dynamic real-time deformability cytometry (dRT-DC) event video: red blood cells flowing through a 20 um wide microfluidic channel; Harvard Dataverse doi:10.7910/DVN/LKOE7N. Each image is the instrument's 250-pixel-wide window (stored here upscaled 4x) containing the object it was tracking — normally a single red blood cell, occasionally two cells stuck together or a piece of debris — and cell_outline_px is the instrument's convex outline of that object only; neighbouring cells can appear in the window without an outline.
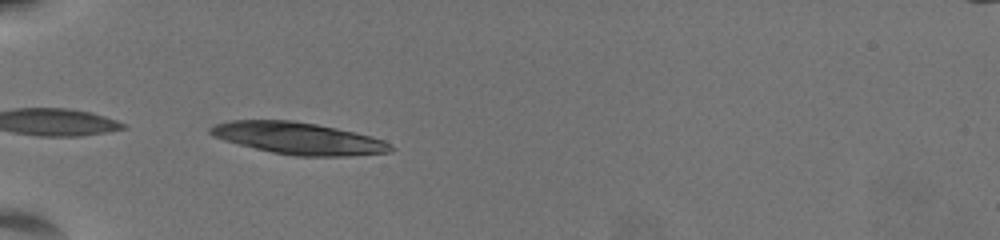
{"species": "common noctule bat (a hibernating species)", "species_latin": "Nyctalus noctula", "temperature_condition": "warm", "stored_images_in_passage": 34, "camera_frame_rate_fps": 3000, "um_per_image_px": 0.085, "animal": {"sex": "female", "body_mass_g": 19.5, "forearm_length_mm": 54.1}, "frame": {"image": 1, "passage_image": 1, "time_ms": 0.0, "image_size_px": [1000, 240], "cell_outline_px": [[396, 148], [392, 152], [348, 156], [296, 156], [272, 152], [224, 140], [212, 136], [208, 132], [208, 128], [216, 124], [228, 120], [292, 120], [316, 124], [336, 128], [372, 136], [384, 140]], "centroid_in_image_um": [25.39, 11.75], "position_along_channel_um": 59.6, "area_um2": 33.58}}